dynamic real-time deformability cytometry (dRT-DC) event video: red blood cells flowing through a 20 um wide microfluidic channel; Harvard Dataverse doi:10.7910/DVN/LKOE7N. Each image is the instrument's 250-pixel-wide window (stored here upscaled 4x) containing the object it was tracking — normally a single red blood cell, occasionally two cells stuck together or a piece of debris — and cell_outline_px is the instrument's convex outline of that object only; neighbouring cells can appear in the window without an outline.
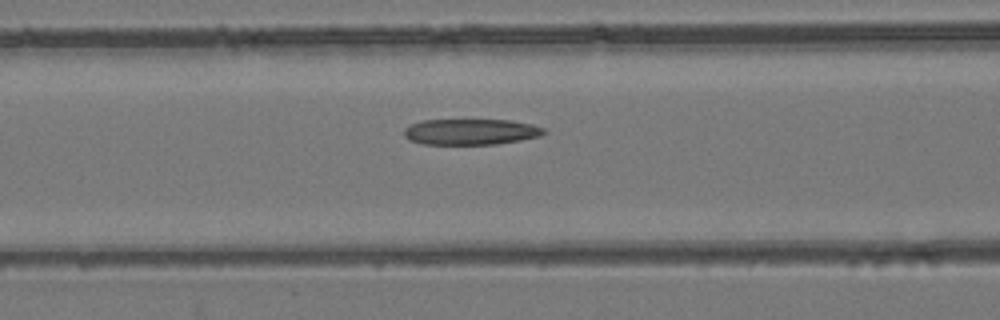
{"species": "common noctule bat (a hibernating species)", "species_latin": "Nyctalus noctula", "temperature_condition": "room temperature", "stored_images_in_passage": 46, "camera_frame_rate_fps": 3000, "um_per_image_px": 0.085, "animal": {"sex": "female", "body_mass_g": 24.6, "forearm_length_mm": 56.2}, "frame": {"image": 1, "passage_image": 15, "time_ms": 4.667, "image_size_px": [1000, 320], "cell_outline_px": [[548, 132], [540, 136], [520, 140], [496, 144], [424, 144], [408, 140], [404, 136], [404, 128], [412, 124], [424, 120], [512, 120], [532, 124], [544, 128]], "centroid_in_image_um": [40.03, 11.2], "position_along_channel_um": 126.6, "area_um2": 21.15}}
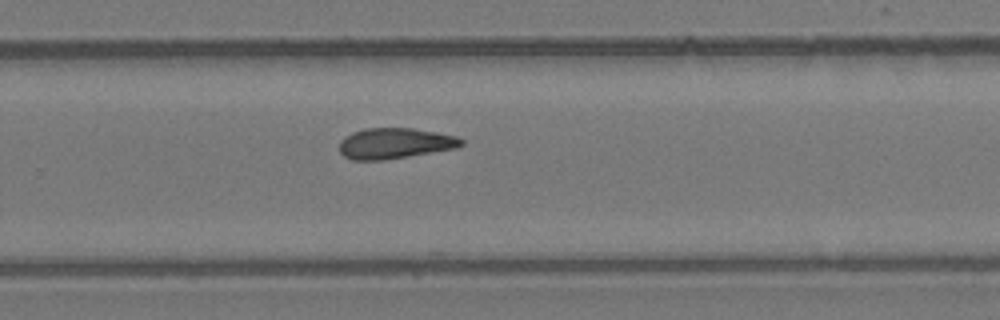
{"frame": {"image": 2, "passage_image": 28, "time_ms": 9.0, "image_size_px": [1000, 320], "cell_outline_px": [[464, 144], [456, 148], [384, 160], [352, 160], [344, 156], [340, 152], [340, 140], [344, 136], [352, 132], [364, 128], [412, 128], [436, 132], [456, 136], [464, 140]], "centroid_in_image_um": [33.54, 12.18], "position_along_channel_um": 296.3, "area_um2": 21.85}}
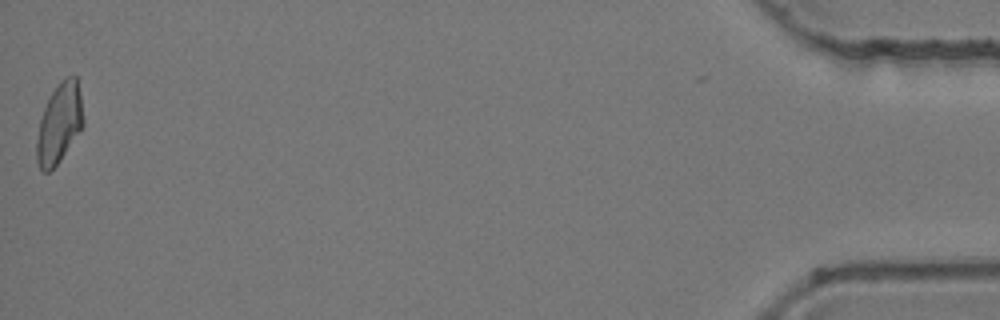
{"frame": {"image": 3, "passage_image": 46, "time_ms": 15.0, "image_size_px": [1000, 320], "cell_outline_px": [[84, 128], [56, 164], [48, 172], [40, 172], [36, 160], [36, 140], [40, 120], [44, 108], [52, 92], [60, 80], [68, 76], [76, 76], [80, 96], [84, 120]], "centroid_in_image_um": [5.04, 10.51], "position_along_channel_um": 430.2, "area_um2": 21.68}}